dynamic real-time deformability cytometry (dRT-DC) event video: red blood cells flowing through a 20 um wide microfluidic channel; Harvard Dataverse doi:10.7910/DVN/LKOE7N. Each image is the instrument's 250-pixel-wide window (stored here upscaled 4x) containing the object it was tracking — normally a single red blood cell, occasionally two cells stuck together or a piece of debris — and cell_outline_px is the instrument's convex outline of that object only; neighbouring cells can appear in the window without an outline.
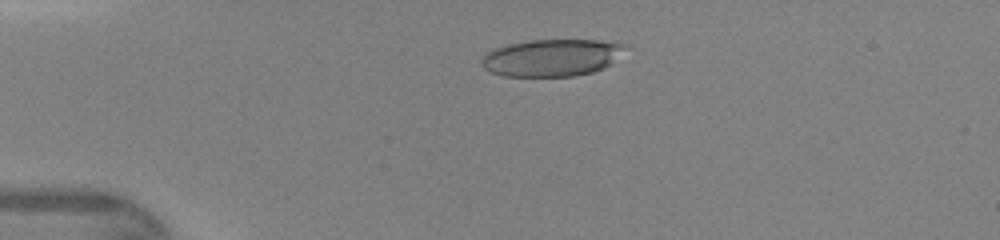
{"species": "human", "species_latin": "Homo sapiens", "temperature_condition": "warm", "stored_images_in_passage": 46, "camera_frame_rate_fps": 3000, "um_per_image_px": 0.085, "donor": {"sex": "female"}, "frame": {"image": 1, "passage_image": 11, "time_ms": 3.333, "image_size_px": [1000, 240], "cell_outline_px": [[628, 44], [612, 64], [604, 68], [592, 72], [572, 76], [504, 76], [492, 72], [484, 68], [480, 64], [480, 60], [488, 52], [496, 48], [508, 44], [528, 40], [596, 40]], "centroid_in_image_um": [46.9, 4.9], "position_along_channel_um": 38.1, "area_um2": 30.98}}
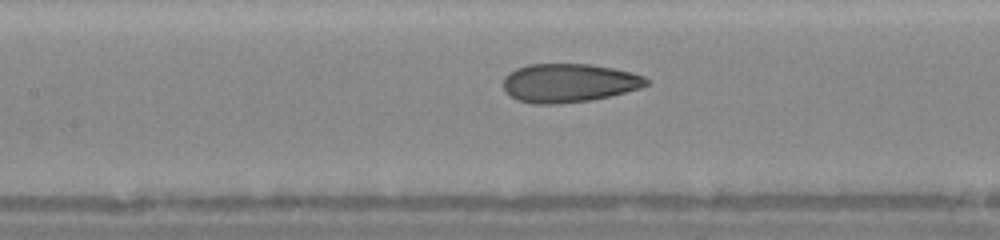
{"frame": {"image": 2, "passage_image": 22, "time_ms": 7.0, "image_size_px": [1000, 240], "cell_outline_px": [[648, 84], [640, 88], [592, 100], [560, 104], [532, 104], [516, 100], [504, 92], [504, 76], [508, 72], [516, 68], [528, 64], [592, 64], [632, 72], [644, 76], [648, 80]], "centroid_in_image_um": [48.31, 7.05], "position_along_channel_um": 159.1, "area_um2": 32.48}}
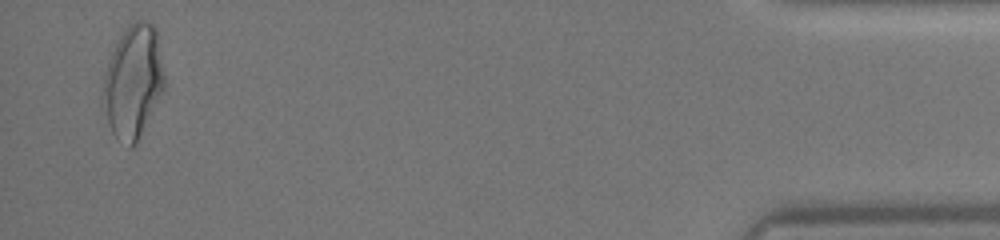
{"frame": {"image": 3, "passage_image": 45, "time_ms": 14.667, "image_size_px": [1000, 240], "cell_outline_px": [[164, 92], [136, 144], [132, 148], [128, 148], [112, 132], [100, 96], [104, 72], [112, 52], [120, 36], [136, 20], [144, 20], [152, 24], [156, 28], [164, 76]], "centroid_in_image_um": [11.31, 6.98], "position_along_channel_um": 423.9, "area_um2": 40.46}}